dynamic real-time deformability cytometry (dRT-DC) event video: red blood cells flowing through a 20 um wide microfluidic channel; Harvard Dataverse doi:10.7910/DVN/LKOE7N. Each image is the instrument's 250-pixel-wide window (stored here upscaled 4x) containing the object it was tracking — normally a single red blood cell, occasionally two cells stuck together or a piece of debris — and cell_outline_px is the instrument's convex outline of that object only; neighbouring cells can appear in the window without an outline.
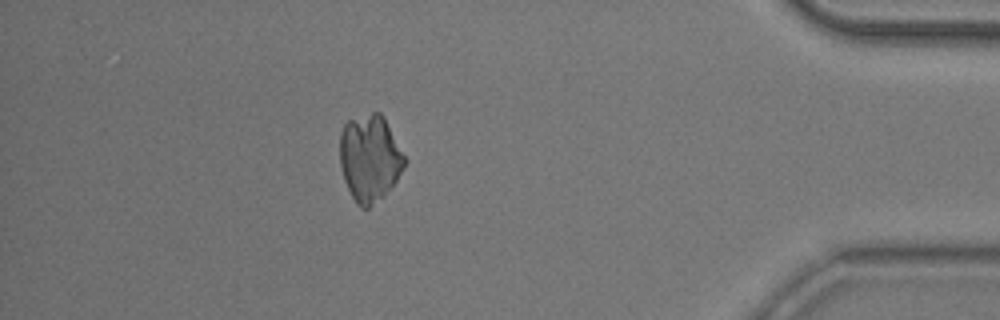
{"species": "common noctule bat (a hibernating species)", "species_latin": "Nyctalus noctula", "temperature_condition": "room temperature", "stored_images_in_passage": 43, "camera_frame_rate_fps": 3000, "um_per_image_px": 0.085, "animal": {"sex": "male", "body_mass_g": 20.5, "forearm_length_mm": 52.5}, "frame": {"image": 1, "passage_image": 37, "time_ms": 12.0, "image_size_px": [1000, 320], "cell_outline_px": [[404, 168], [396, 180], [384, 196], [368, 208], [360, 208], [356, 204], [344, 180], [340, 168], [340, 132], [344, 124], [348, 120], [372, 112], [380, 112], [384, 116], [404, 156]], "centroid_in_image_um": [31.4, 13.44], "position_along_channel_um": 403.8, "area_um2": 32.6}}